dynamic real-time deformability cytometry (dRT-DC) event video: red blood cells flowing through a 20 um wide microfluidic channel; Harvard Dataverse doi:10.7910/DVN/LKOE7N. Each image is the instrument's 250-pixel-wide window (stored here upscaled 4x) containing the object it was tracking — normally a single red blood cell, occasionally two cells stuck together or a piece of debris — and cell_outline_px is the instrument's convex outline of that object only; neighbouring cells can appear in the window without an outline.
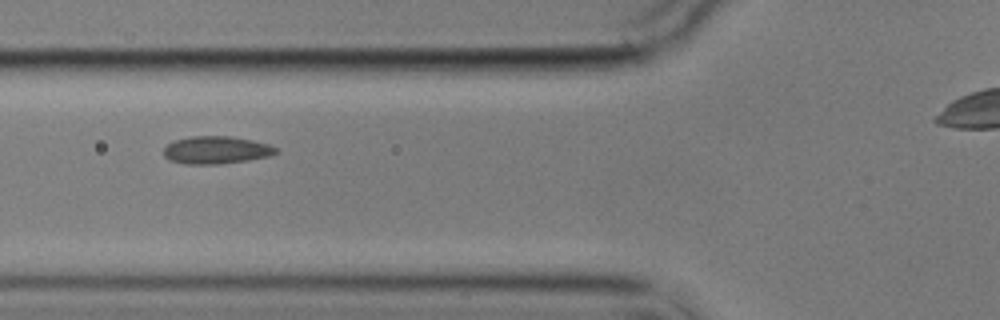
{"species": "common noctule bat (a hibernating species)", "species_latin": "Nyctalus noctula", "temperature_condition": "cold", "stored_images_in_passage": 6, "camera_frame_rate_fps": 3000, "um_per_image_px": 0.085, "animal": {"sex": "male", "body_mass_g": 17.9}, "frame": {"image": 1, "passage_image": 3, "time_ms": 2.333, "image_size_px": [1000, 320], "cell_outline_px": [[280, 152], [272, 156], [248, 160], [220, 164], [184, 164], [168, 160], [164, 156], [164, 148], [168, 144], [176, 140], [192, 136], [228, 136], [252, 140], [268, 144], [276, 148]], "centroid_in_image_um": [18.4, 12.76], "position_along_channel_um": 107.4, "area_um2": 18.15}}
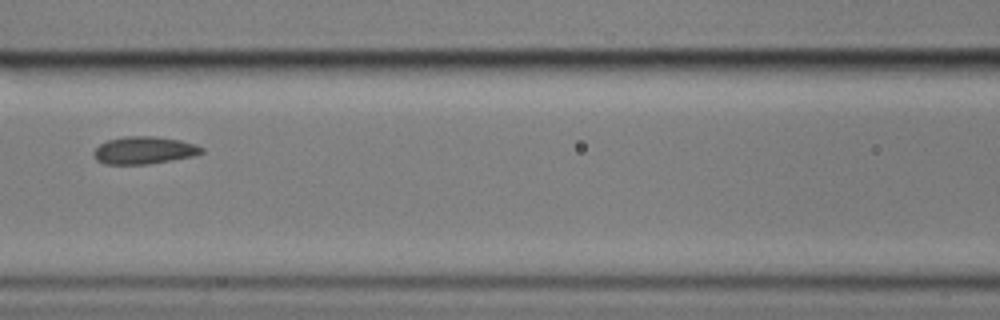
{"frame": {"image": 2, "passage_image": 4, "time_ms": 3.667, "image_size_px": [1000, 320], "cell_outline_px": [[204, 152], [196, 156], [148, 164], [104, 164], [96, 160], [92, 152], [100, 144], [108, 140], [124, 136], [156, 136], [180, 140], [196, 144], [204, 148]], "centroid_in_image_um": [12.27, 12.77], "position_along_channel_um": 154.3, "area_um2": 17.46}}
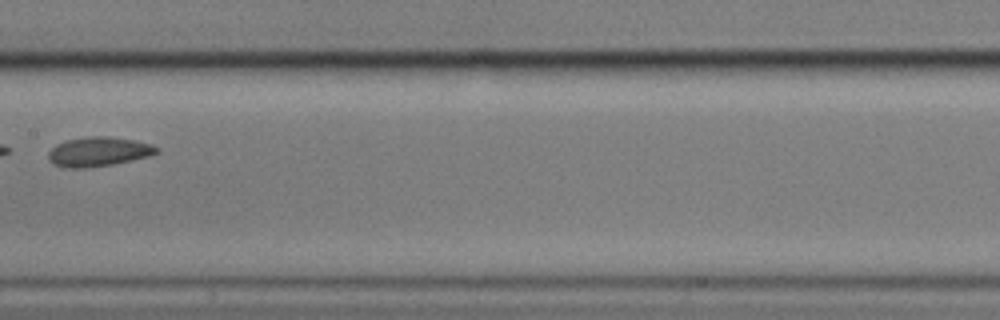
{"frame": {"image": 3, "passage_image": 6, "time_ms": 9.333, "image_size_px": [1000, 320], "cell_outline_px": [[160, 152], [148, 156], [112, 164], [84, 168], [64, 168], [52, 164], [48, 160], [48, 152], [56, 144], [64, 140], [92, 136], [108, 136], [136, 140], [152, 144], [160, 148]], "centroid_in_image_um": [8.36, 12.89], "position_along_channel_um": 199.0, "area_um2": 18.73}}